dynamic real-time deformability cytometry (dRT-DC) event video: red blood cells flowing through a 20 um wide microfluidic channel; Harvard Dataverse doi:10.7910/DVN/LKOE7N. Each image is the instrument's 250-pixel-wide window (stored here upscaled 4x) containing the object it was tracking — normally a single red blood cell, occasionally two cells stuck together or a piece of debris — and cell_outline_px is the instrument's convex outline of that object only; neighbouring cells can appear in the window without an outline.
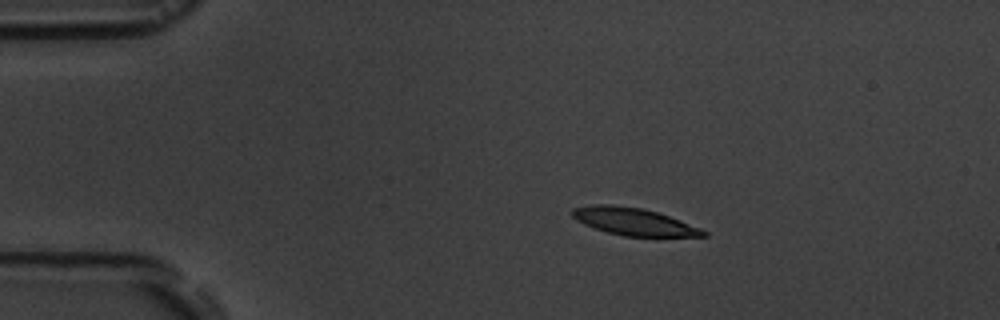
{"species": "common noctule bat (a hibernating species)", "species_latin": "Nyctalus noctula", "temperature_condition": "room temperature", "stored_images_in_passage": 6, "camera_frame_rate_fps": 3000, "um_per_image_px": 0.085, "animal": {"sex": "male", "body_mass_g": 19.5, "forearm_length_mm": 54.6}, "frame": {"image": 1, "passage_image": 2, "time_ms": 1.333, "image_size_px": [1000, 320], "cell_outline_px": [[708, 236], [624, 236], [608, 232], [584, 224], [576, 220], [572, 216], [572, 208], [592, 204], [612, 204], [644, 208], [680, 220], [700, 228], [708, 232]], "centroid_in_image_um": [53.85, 18.82], "position_along_channel_um": 31.2, "area_um2": 20.75}}
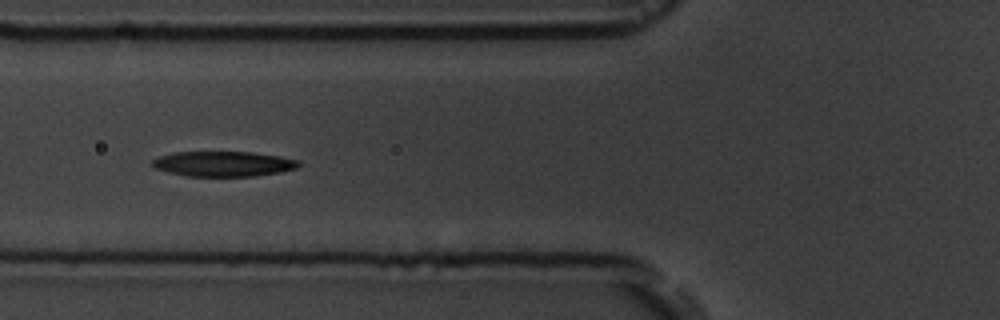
{"frame": {"image": 2, "passage_image": 5, "time_ms": 5.0, "image_size_px": [1000, 320], "cell_outline_px": [[300, 164], [296, 168], [280, 172], [256, 176], [184, 176], [168, 172], [156, 168], [152, 164], [152, 160], [160, 156], [172, 152], [252, 152], [280, 156], [300, 160]], "centroid_in_image_um": [19.0, 13.92], "position_along_channel_um": 106.8, "area_um2": 21.5}}
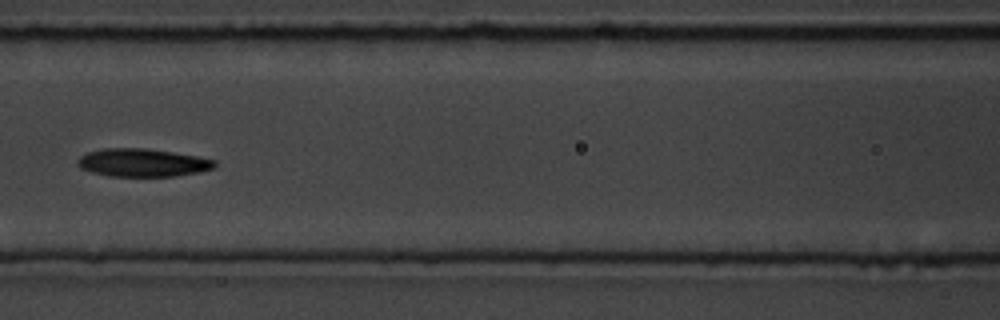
{"frame": {"image": 3, "passage_image": 6, "time_ms": 6.333, "image_size_px": [1000, 320], "cell_outline_px": [[216, 168], [200, 172], [172, 176], [108, 176], [92, 172], [80, 168], [76, 164], [76, 160], [80, 156], [88, 152], [104, 148], [144, 148], [172, 152], [196, 156], [216, 160]], "centroid_in_image_um": [12.1, 13.83], "position_along_channel_um": 154.5, "area_um2": 22.43}}